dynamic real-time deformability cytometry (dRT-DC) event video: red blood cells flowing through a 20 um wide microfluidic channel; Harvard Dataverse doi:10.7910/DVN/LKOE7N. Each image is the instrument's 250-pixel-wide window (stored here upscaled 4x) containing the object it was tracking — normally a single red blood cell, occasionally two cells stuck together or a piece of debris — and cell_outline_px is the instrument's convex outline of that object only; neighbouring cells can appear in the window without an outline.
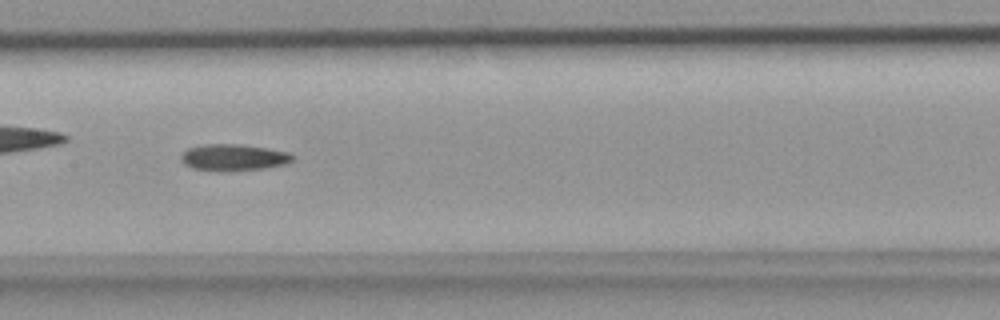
{"species": "common noctule bat (a hibernating species)", "species_latin": "Nyctalus noctula", "temperature_condition": "room temperature", "stored_images_in_passage": 39, "camera_frame_rate_fps": 3000, "um_per_image_px": 0.085, "animal": {"sex": "female", "body_mass_g": 18.4}, "frame": {"image": 1, "passage_image": 17, "time_ms": 5.333, "image_size_px": [1000, 320], "cell_outline_px": [[296, 156], [292, 160], [284, 164], [264, 168], [192, 168], [184, 164], [180, 160], [180, 156], [188, 148], [204, 144], [236, 144], [268, 148], [288, 152]], "centroid_in_image_um": [19.87, 13.32], "position_along_channel_um": 187.5, "area_um2": 16.3}}
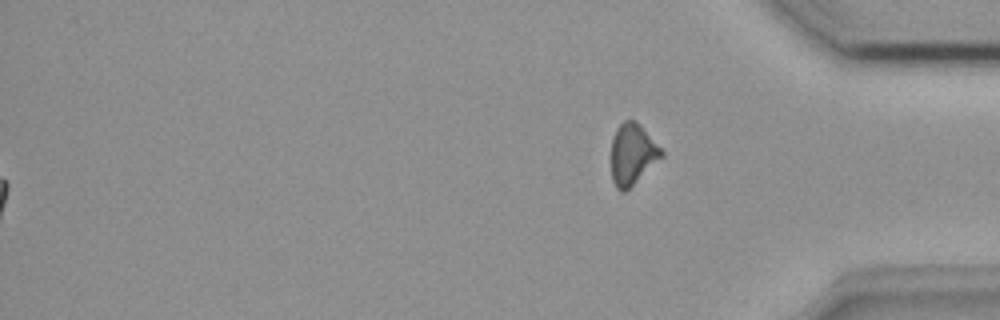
{"frame": {"image": 2, "passage_image": 39, "time_ms": 12.667, "image_size_px": [1000, 320], "cell_outline_px": [[664, 156], [624, 192], [620, 192], [616, 188], [612, 180], [612, 140], [616, 128], [624, 120], [636, 120], [664, 152]], "centroid_in_image_um": [53.76, 13.1], "position_along_channel_um": 381.4, "area_um2": 17.69}}